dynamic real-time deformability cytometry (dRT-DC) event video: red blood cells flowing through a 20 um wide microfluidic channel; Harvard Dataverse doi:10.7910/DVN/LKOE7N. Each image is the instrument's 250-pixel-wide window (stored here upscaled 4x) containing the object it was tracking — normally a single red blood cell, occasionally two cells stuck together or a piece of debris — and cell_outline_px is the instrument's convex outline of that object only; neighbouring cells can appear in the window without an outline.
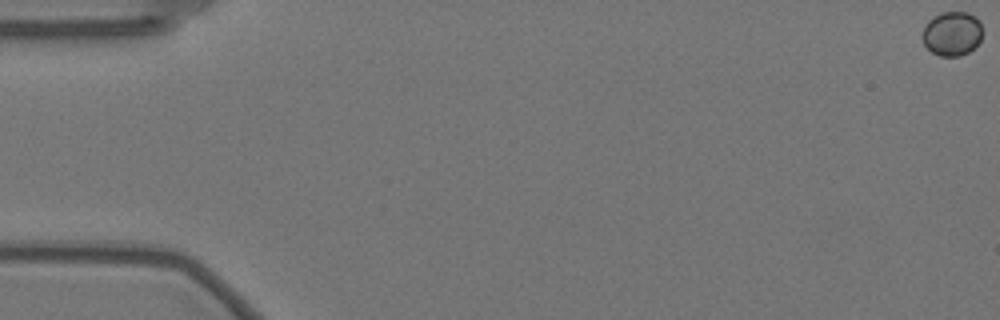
{"species": "Egyptian fruit bat (a non-hibernating species)", "species_latin": "Rousettus aegyptiacus", "temperature_condition": "warm", "stored_images_in_passage": 51, "camera_frame_rate_fps": 3000, "um_per_image_px": 0.085, "animal": {"sex": "female"}, "frame": {"image": 1, "passage_image": 1, "time_ms": 0.0, "image_size_px": [1000, 320], "cell_outline_px": [[984, 32], [980, 40], [968, 52], [960, 56], [940, 56], [932, 52], [924, 44], [924, 28], [928, 20], [940, 12], [968, 12], [976, 16], [980, 20]], "centroid_in_image_um": [80.97, 2.83], "position_along_channel_um": 4.0, "area_um2": 15.55}}
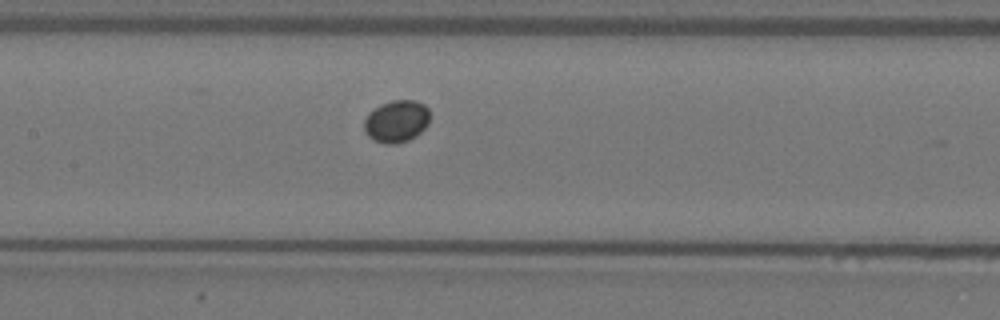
{"frame": {"image": 2, "passage_image": 29, "time_ms": 9.333, "image_size_px": [1000, 320], "cell_outline_px": [[428, 124], [416, 136], [408, 140], [396, 144], [384, 144], [372, 140], [368, 136], [364, 128], [364, 120], [368, 112], [380, 104], [392, 100], [416, 100], [424, 104], [428, 108]], "centroid_in_image_um": [33.67, 10.31], "position_along_channel_um": 173.7, "area_um2": 16.3}}
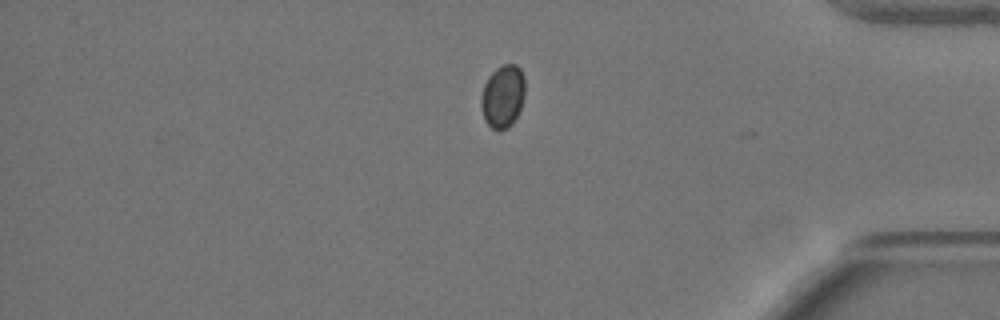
{"frame": {"image": 3, "passage_image": 50, "time_ms": 16.333, "image_size_px": [1000, 320], "cell_outline_px": [[524, 96], [520, 108], [512, 124], [508, 128], [500, 132], [492, 128], [484, 120], [480, 104], [480, 100], [484, 84], [488, 76], [496, 68], [504, 64], [516, 64], [520, 68], [524, 76]], "centroid_in_image_um": [42.72, 8.19], "position_along_channel_um": 392.5, "area_um2": 16.24}}